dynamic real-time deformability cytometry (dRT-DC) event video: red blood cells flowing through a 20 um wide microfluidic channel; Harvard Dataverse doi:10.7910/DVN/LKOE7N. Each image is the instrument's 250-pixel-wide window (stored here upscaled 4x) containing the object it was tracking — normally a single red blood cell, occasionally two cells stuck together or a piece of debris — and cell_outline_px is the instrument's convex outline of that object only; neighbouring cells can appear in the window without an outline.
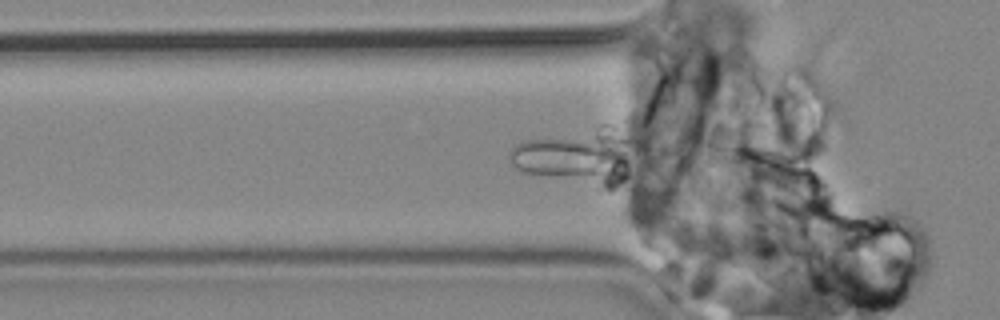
{"species": "common noctule bat (a hibernating species)", "species_latin": "Nyctalus noctula", "temperature_condition": "cold", "stored_images_in_passage": 84, "camera_frame_rate_fps": 3000, "um_per_image_px": 0.085, "animal": {"sex": "male", "body_mass_g": 19.2, "forearm_length_mm": 51.8}, "frame": {"image": 1, "passage_image": 38, "time_ms": 12.333, "image_size_px": [1000, 320], "cell_outline_px": [[604, 176], [584, 176], [524, 172], [516, 168], [508, 160], [508, 156], [512, 148], [516, 144], [524, 140], [576, 140], [592, 144], [600, 148], [604, 152]], "centroid_in_image_um": [47.45, 13.4], "position_along_channel_um": 78.4, "area_um2": 21.56}}
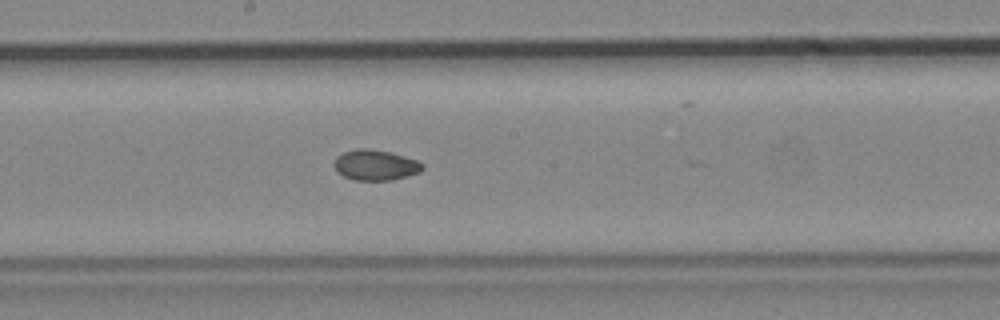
{"frame": {"image": 2, "passage_image": 52, "time_ms": 17.0, "image_size_px": [1000, 320], "cell_outline_px": [[424, 168], [420, 172], [408, 176], [392, 180], [356, 180], [344, 176], [336, 172], [332, 164], [336, 156], [344, 152], [356, 148], [364, 148], [388, 152], [416, 160], [424, 164]], "centroid_in_image_um": [31.87, 14.04], "position_along_channel_um": 216.3, "area_um2": 15.72}}
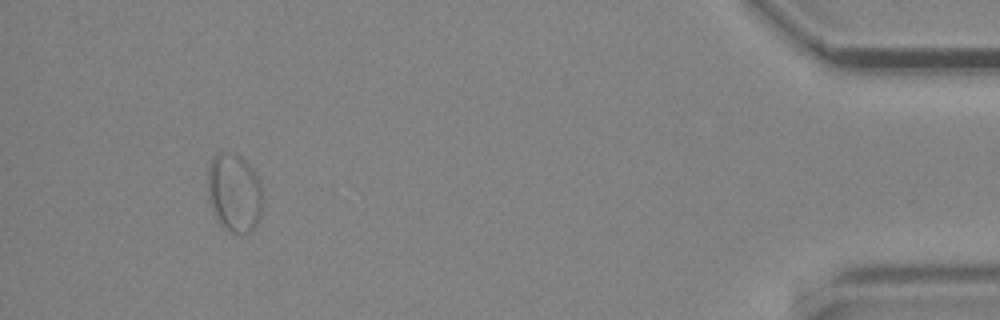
{"frame": {"image": 3, "passage_image": 79, "time_ms": 26.0, "image_size_px": [1000, 320], "cell_outline_px": [[264, 204], [260, 220], [256, 228], [252, 232], [232, 232], [220, 224], [212, 208], [208, 196], [208, 168], [216, 152], [232, 152], [240, 156], [248, 164], [256, 176], [260, 184], [264, 196]], "centroid_in_image_um": [19.95, 16.39], "position_along_channel_um": 415.2, "area_um2": 25.37}}